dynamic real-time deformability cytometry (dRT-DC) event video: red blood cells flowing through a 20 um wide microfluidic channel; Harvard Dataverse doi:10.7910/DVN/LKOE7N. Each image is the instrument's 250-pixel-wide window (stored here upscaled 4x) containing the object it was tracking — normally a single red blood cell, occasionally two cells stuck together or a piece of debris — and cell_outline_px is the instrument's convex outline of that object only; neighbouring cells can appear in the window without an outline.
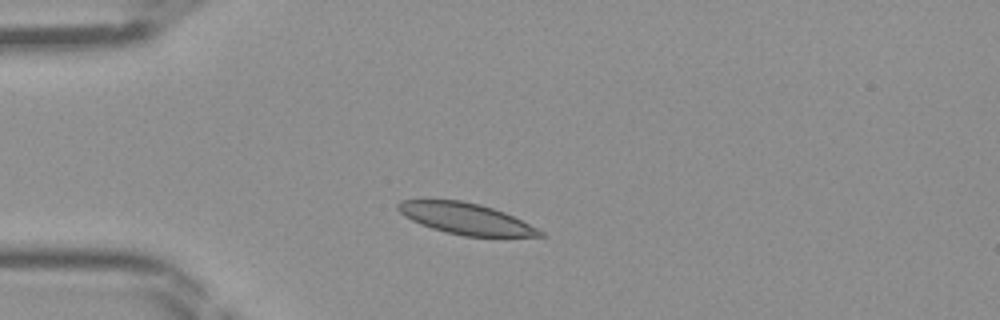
{"species": "Egyptian fruit bat (a non-hibernating species)", "species_latin": "Rousettus aegyptiacus", "temperature_condition": "room temperature", "stored_images_in_passage": 35, "camera_frame_rate_fps": 3000, "um_per_image_px": 0.085, "frame": {"image": 1, "passage_image": 1, "time_ms": 0.0, "image_size_px": [1000, 320], "cell_outline_px": [[548, 236], [464, 236], [432, 228], [420, 224], [404, 216], [396, 208], [396, 204], [400, 200], [460, 200], [480, 204], [504, 212], [544, 232]], "centroid_in_image_um": [39.55, 18.58], "position_along_channel_um": 45.4, "area_um2": 25.43}}
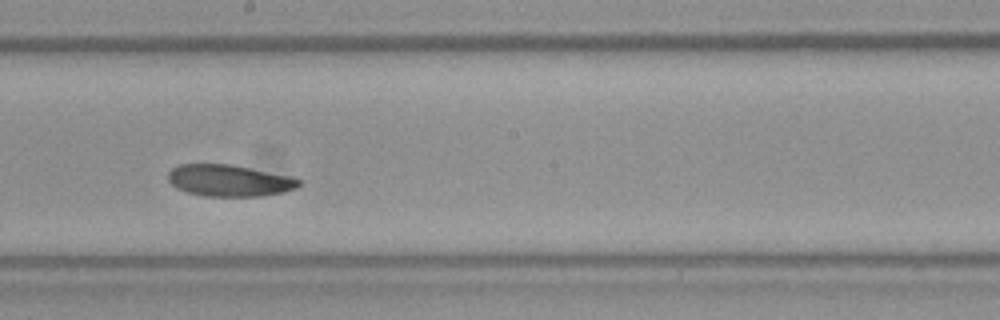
{"frame": {"image": 2, "passage_image": 15, "time_ms": 4.667, "image_size_px": [1000, 320], "cell_outline_px": [[304, 180], [296, 188], [284, 192], [260, 196], [204, 196], [188, 192], [176, 188], [168, 180], [168, 172], [172, 168], [180, 164], [232, 164], [288, 176]], "centroid_in_image_um": [19.48, 15.34], "position_along_channel_um": 228.7, "area_um2": 24.1}}
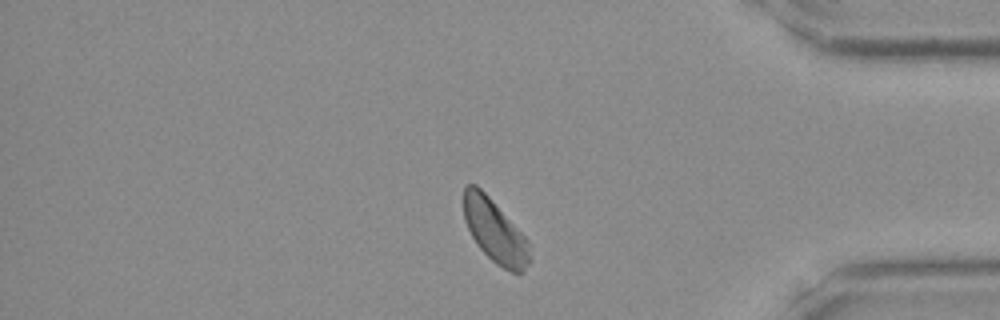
{"frame": {"image": 3, "passage_image": 28, "time_ms": 9.0, "image_size_px": [1000, 320], "cell_outline_px": [[532, 260], [520, 276], [496, 264], [476, 244], [464, 220], [464, 188], [468, 184], [476, 184], [488, 196], [532, 244]], "centroid_in_image_um": [42.12, 19.7], "position_along_channel_um": 393.1, "area_um2": 24.45}}